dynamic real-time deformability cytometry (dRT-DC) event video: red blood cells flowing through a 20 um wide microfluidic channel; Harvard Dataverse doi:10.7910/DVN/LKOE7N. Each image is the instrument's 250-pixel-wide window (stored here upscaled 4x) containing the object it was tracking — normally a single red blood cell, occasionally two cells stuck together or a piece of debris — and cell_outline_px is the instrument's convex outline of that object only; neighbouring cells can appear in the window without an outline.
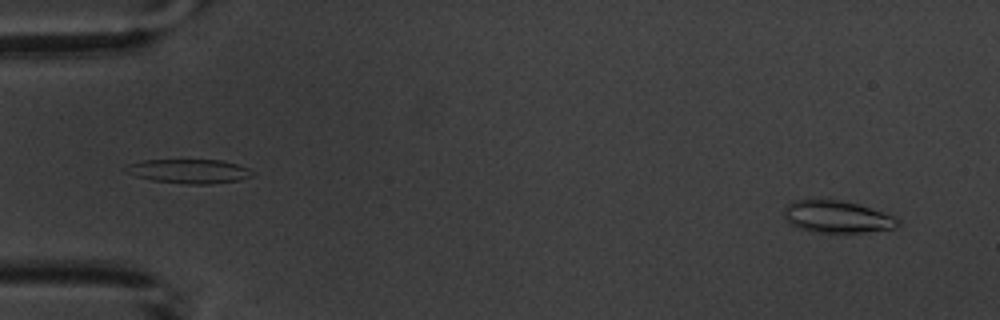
{"species": "common noctule bat (a hibernating species)", "species_latin": "Nyctalus noctula", "temperature_condition": "warm", "stored_images_in_passage": 6, "camera_frame_rate_fps": 3000, "um_per_image_px": 0.085, "animal": {"sex": "male", "body_mass_g": 20.1, "forearm_length_mm": 53.5}, "frame": {"image": 1, "passage_image": 6, "time_ms": 6.0, "image_size_px": [1000, 320], "cell_outline_px": [[900, 224], [896, 228], [860, 232], [812, 232], [800, 228], [792, 224], [784, 216], [784, 212], [788, 204], [792, 200], [820, 196], [840, 200], [856, 204], [896, 216], [900, 220]], "centroid_in_image_um": [71.13, 18.38], "position_along_channel_um": 13.9, "area_um2": 21.68}}